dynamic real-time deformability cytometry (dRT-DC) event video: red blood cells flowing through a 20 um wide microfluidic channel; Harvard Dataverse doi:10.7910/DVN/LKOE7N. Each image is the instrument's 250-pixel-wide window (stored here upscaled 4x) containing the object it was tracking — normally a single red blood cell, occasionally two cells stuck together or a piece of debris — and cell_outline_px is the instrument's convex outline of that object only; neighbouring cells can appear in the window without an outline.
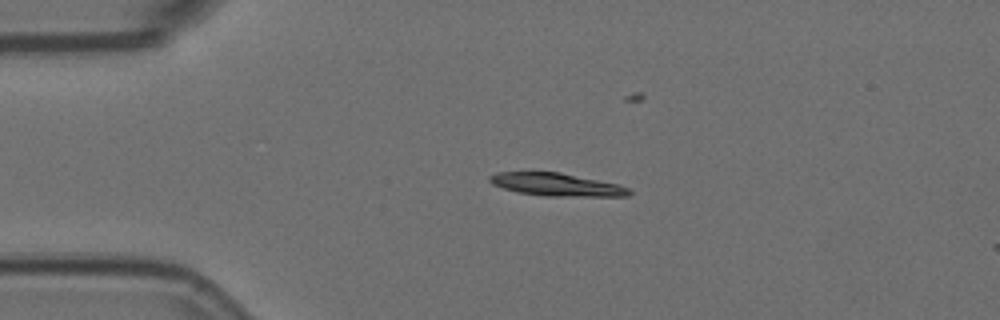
{"species": "Egyptian fruit bat (a non-hibernating species)", "species_latin": "Rousettus aegyptiacus", "temperature_condition": "room temperature", "stored_images_in_passage": 4, "camera_frame_rate_fps": 3000, "um_per_image_px": 0.085, "animal": {"sex": "female"}, "frame": {"image": 1, "passage_image": 1, "time_ms": 0.0, "image_size_px": [1000, 320], "cell_outline_px": [[632, 192], [628, 196], [544, 196], [516, 192], [492, 184], [488, 180], [488, 176], [496, 172], [560, 172], [616, 184], [628, 188]], "centroid_in_image_um": [47.25, 15.69], "position_along_channel_um": 37.7, "area_um2": 18.44}}
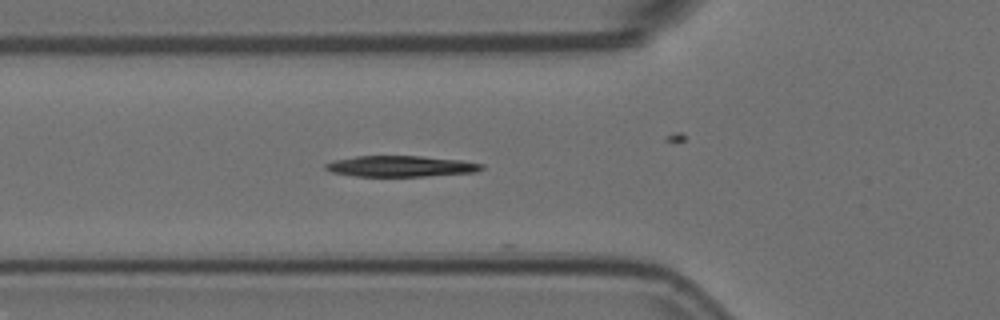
{"frame": {"image": 2, "passage_image": 3, "time_ms": 0.667, "image_size_px": [1000, 320], "cell_outline_px": [[484, 168], [476, 172], [424, 176], [356, 176], [332, 172], [324, 168], [324, 164], [332, 160], [356, 156], [420, 156], [460, 160], [484, 164]], "centroid_in_image_um": [34.04, 14.12], "position_along_channel_um": 91.8, "area_um2": 19.02}}